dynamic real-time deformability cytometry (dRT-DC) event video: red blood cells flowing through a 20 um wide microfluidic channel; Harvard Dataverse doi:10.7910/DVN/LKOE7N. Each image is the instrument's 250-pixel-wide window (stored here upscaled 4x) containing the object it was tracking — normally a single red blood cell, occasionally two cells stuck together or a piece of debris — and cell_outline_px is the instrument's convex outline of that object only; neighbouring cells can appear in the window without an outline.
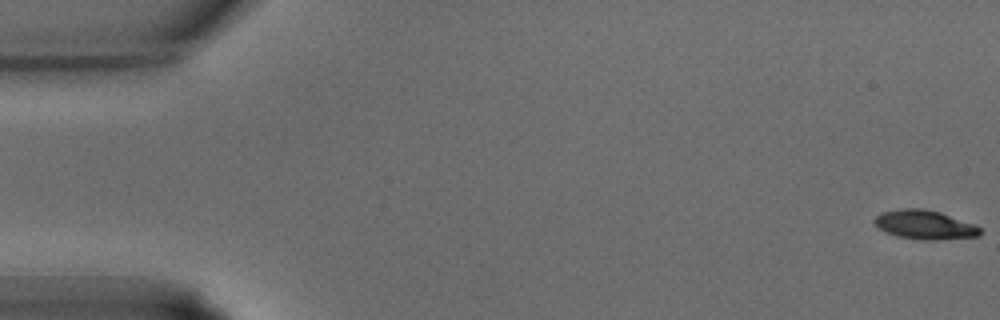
{"species": "common noctule bat (a hibernating species)", "species_latin": "Nyctalus noctula", "temperature_condition": "warm", "stored_images_in_passage": 37, "camera_frame_rate_fps": 3000, "um_per_image_px": 0.085, "animal": {"sex": "male", "body_mass_g": 15.6}, "frame": {"image": 1, "passage_image": 1, "time_ms": 0.0, "image_size_px": [1000, 320], "cell_outline_px": [[980, 236], [936, 240], [920, 240], [896, 236], [884, 232], [872, 220], [880, 212], [900, 208], [924, 208], [940, 212], [976, 224], [980, 228]], "centroid_in_image_um": [78.59, 19.1], "position_along_channel_um": 6.4, "area_um2": 18.15}}
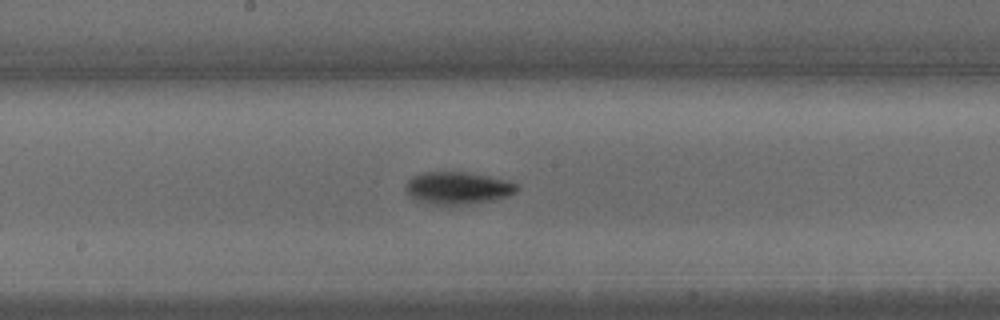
{"frame": {"image": 2, "passage_image": 20, "time_ms": 6.333, "image_size_px": [1000, 320], "cell_outline_px": [[520, 188], [516, 192], [508, 196], [496, 200], [476, 204], [440, 208], [416, 200], [404, 188], [404, 184], [412, 176], [420, 172], [464, 172], [488, 176], [508, 180], [520, 184]], "centroid_in_image_um": [38.92, 16.03], "position_along_channel_um": 209.3, "area_um2": 22.02}}
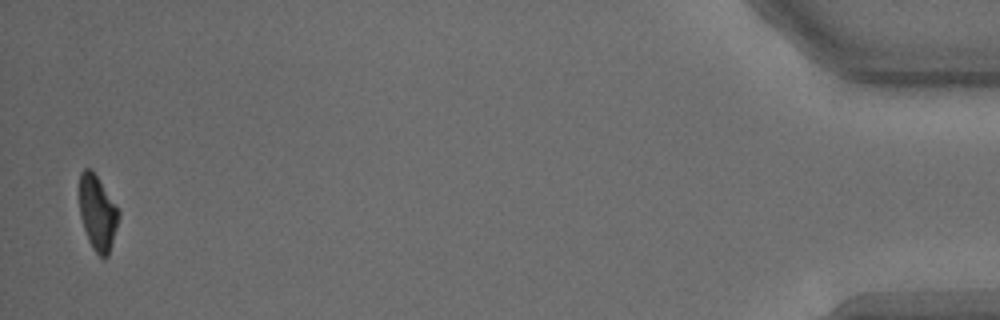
{"frame": {"image": 3, "passage_image": 37, "time_ms": 12.0, "image_size_px": [1000, 320], "cell_outline_px": [[120, 216], [108, 256], [104, 260], [92, 248], [88, 240], [80, 216], [80, 172], [84, 168], [92, 168], [120, 212]], "centroid_in_image_um": [8.29, 18.1], "position_along_channel_um": 426.9, "area_um2": 17.11}}